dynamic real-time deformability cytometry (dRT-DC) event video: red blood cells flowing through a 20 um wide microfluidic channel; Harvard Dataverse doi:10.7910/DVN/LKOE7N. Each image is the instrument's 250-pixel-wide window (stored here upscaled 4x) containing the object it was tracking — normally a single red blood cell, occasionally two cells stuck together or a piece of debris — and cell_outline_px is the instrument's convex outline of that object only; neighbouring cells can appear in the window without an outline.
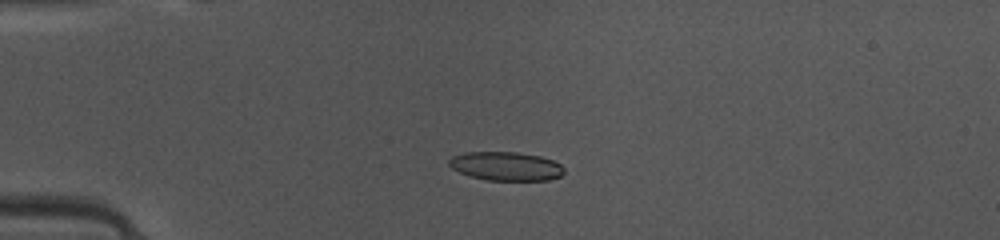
{"species": "common noctule bat (a hibernating species)", "species_latin": "Nyctalus noctula", "temperature_condition": "warm", "stored_images_in_passage": 37, "camera_frame_rate_fps": 3000, "um_per_image_px": 0.085, "animal": {"sex": "female", "body_mass_g": 10.0, "forearm_length_mm": 53.1}, "frame": {"image": 1, "passage_image": 1, "time_ms": 0.0, "image_size_px": [1000, 240], "cell_outline_px": [[564, 172], [560, 176], [548, 180], [488, 180], [472, 176], [460, 172], [452, 168], [448, 164], [448, 160], [452, 156], [464, 152], [516, 152], [540, 156], [552, 160], [560, 164], [564, 168]], "centroid_in_image_um": [43.0, 14.12], "position_along_channel_um": 42.0, "area_um2": 19.19}}
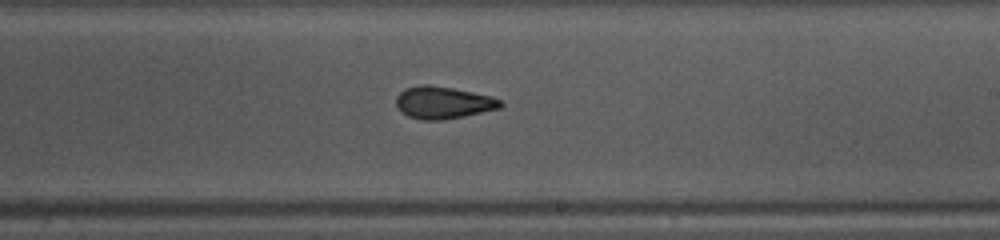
{"frame": {"image": 2, "passage_image": 18, "time_ms": 5.667, "image_size_px": [1000, 240], "cell_outline_px": [[504, 104], [500, 108], [464, 116], [444, 120], [424, 120], [408, 116], [400, 112], [396, 104], [396, 96], [404, 88], [420, 84], [428, 84], [452, 88], [492, 96], [500, 100]], "centroid_in_image_um": [37.64, 8.71], "position_along_channel_um": 251.4, "area_um2": 19.71}}
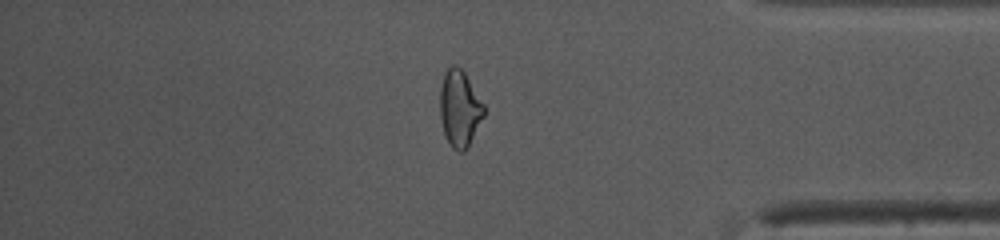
{"frame": {"image": 3, "passage_image": 30, "time_ms": 9.667, "image_size_px": [1000, 240], "cell_outline_px": [[484, 116], [468, 148], [464, 152], [460, 152], [452, 148], [444, 132], [440, 116], [440, 88], [444, 72], [452, 64], [456, 64], [464, 72], [484, 104]], "centroid_in_image_um": [39.07, 9.22], "position_along_channel_um": 396.1, "area_um2": 19.59}, "authors_computed_cell_mechanics": {"area_um2": 19.5364, "velocity_mm_per_s": 4.1306, "shape_relaxation_time_tau1_ms": 6.5669, "shape_relaxation_time_tau2_ms": 1.9031, "deformation_change_tau1": 0.1735, "deformation_change_tau2": 0.0899}}